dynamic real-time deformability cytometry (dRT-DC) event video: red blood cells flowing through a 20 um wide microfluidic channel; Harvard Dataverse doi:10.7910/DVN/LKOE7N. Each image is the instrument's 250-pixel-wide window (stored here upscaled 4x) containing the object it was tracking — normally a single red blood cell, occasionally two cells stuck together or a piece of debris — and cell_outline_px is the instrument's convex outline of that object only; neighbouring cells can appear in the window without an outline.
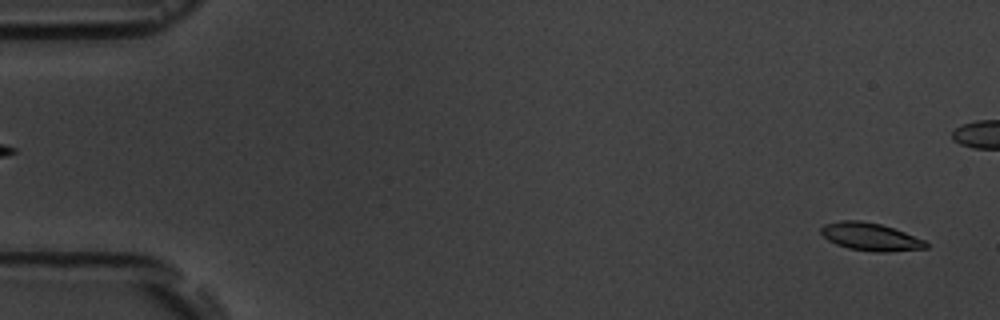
{"species": "common noctule bat (a hibernating species)", "species_latin": "Nyctalus noctula", "temperature_condition": "room temperature", "stored_images_in_passage": 7, "segment_of_instrument_passage": [2, 2], "camera_frame_rate_fps": 3000, "um_per_image_px": 0.085, "animal": {"sex": "male", "body_mass_g": 19.5, "forearm_length_mm": 54.6}, "frame": {"image": 1, "passage_image": 7, "time_ms": 7.0, "image_size_px": [1000, 320], "cell_outline_px": [[928, 248], [888, 252], [876, 252], [848, 248], [836, 244], [828, 240], [820, 232], [820, 228], [824, 224], [840, 220], [860, 220], [880, 224], [904, 232], [924, 240], [928, 244]], "centroid_in_image_um": [73.97, 20.12], "position_along_channel_um": 11.0, "area_um2": 16.94}}